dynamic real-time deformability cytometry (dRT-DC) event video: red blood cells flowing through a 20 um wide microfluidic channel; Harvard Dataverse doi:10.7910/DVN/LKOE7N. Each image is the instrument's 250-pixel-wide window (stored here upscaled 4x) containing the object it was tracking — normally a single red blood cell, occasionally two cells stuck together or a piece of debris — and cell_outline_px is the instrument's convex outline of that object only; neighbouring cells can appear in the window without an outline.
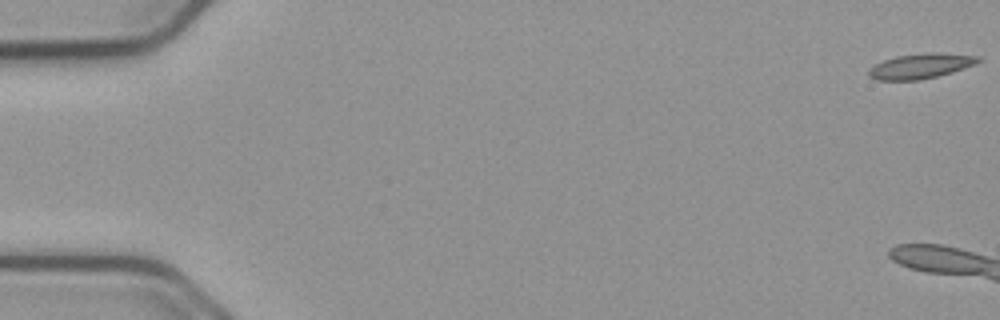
{"species": "common noctule bat (a hibernating species)", "species_latin": "Nyctalus noctula", "temperature_condition": "cold", "stored_images_in_passage": 6, "camera_frame_rate_fps": 3000, "um_per_image_px": 0.085, "animal": {"sex": "male", "body_mass_g": 23.1, "forearm_length_mm": 52.7}, "frame": {"image": 1, "passage_image": 1, "time_ms": 0.0, "image_size_px": [1000, 320], "cell_outline_px": [[980, 60], [964, 68], [952, 72], [920, 80], [876, 80], [868, 76], [868, 68], [884, 60], [896, 56], [980, 56]], "centroid_in_image_um": [78.09, 5.7], "position_along_channel_um": 6.9, "area_um2": 14.57}}